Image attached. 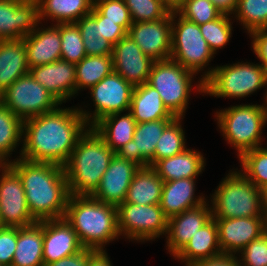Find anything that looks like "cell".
<instances>
[{
    "label": "cell",
    "mask_w": 267,
    "mask_h": 266,
    "mask_svg": "<svg viewBox=\"0 0 267 266\" xmlns=\"http://www.w3.org/2000/svg\"><path fill=\"white\" fill-rule=\"evenodd\" d=\"M89 125L78 107L61 108L23 121L19 158L64 167Z\"/></svg>",
    "instance_id": "obj_1"
},
{
    "label": "cell",
    "mask_w": 267,
    "mask_h": 266,
    "mask_svg": "<svg viewBox=\"0 0 267 266\" xmlns=\"http://www.w3.org/2000/svg\"><path fill=\"white\" fill-rule=\"evenodd\" d=\"M8 165L21 178L27 206L37 222L64 218L70 196L64 167L22 158Z\"/></svg>",
    "instance_id": "obj_2"
},
{
    "label": "cell",
    "mask_w": 267,
    "mask_h": 266,
    "mask_svg": "<svg viewBox=\"0 0 267 266\" xmlns=\"http://www.w3.org/2000/svg\"><path fill=\"white\" fill-rule=\"evenodd\" d=\"M64 218L86 249L106 251L105 245L120 237L117 207L91 195H70Z\"/></svg>",
    "instance_id": "obj_3"
},
{
    "label": "cell",
    "mask_w": 267,
    "mask_h": 266,
    "mask_svg": "<svg viewBox=\"0 0 267 266\" xmlns=\"http://www.w3.org/2000/svg\"><path fill=\"white\" fill-rule=\"evenodd\" d=\"M115 154L95 129L89 127L64 165L70 195H92Z\"/></svg>",
    "instance_id": "obj_4"
},
{
    "label": "cell",
    "mask_w": 267,
    "mask_h": 266,
    "mask_svg": "<svg viewBox=\"0 0 267 266\" xmlns=\"http://www.w3.org/2000/svg\"><path fill=\"white\" fill-rule=\"evenodd\" d=\"M230 170L211 195L213 218L264 217L261 190L239 170Z\"/></svg>",
    "instance_id": "obj_5"
},
{
    "label": "cell",
    "mask_w": 267,
    "mask_h": 266,
    "mask_svg": "<svg viewBox=\"0 0 267 266\" xmlns=\"http://www.w3.org/2000/svg\"><path fill=\"white\" fill-rule=\"evenodd\" d=\"M178 17V18H177ZM177 18V20H176ZM172 52L170 58L184 68L198 75L202 72L196 84V91L204 93V81L212 74L214 68H205L209 65L214 53L202 36L200 26L186 20L175 10H172Z\"/></svg>",
    "instance_id": "obj_6"
},
{
    "label": "cell",
    "mask_w": 267,
    "mask_h": 266,
    "mask_svg": "<svg viewBox=\"0 0 267 266\" xmlns=\"http://www.w3.org/2000/svg\"><path fill=\"white\" fill-rule=\"evenodd\" d=\"M217 124L223 138L236 151L238 158L246 151L263 146V128L266 127L264 105L241 104L216 111Z\"/></svg>",
    "instance_id": "obj_7"
},
{
    "label": "cell",
    "mask_w": 267,
    "mask_h": 266,
    "mask_svg": "<svg viewBox=\"0 0 267 266\" xmlns=\"http://www.w3.org/2000/svg\"><path fill=\"white\" fill-rule=\"evenodd\" d=\"M266 85L267 72L260 62H237L214 67L212 74L204 81V94L241 99Z\"/></svg>",
    "instance_id": "obj_8"
},
{
    "label": "cell",
    "mask_w": 267,
    "mask_h": 266,
    "mask_svg": "<svg viewBox=\"0 0 267 266\" xmlns=\"http://www.w3.org/2000/svg\"><path fill=\"white\" fill-rule=\"evenodd\" d=\"M196 74L171 58L154 61L147 83L156 89L175 117L185 116Z\"/></svg>",
    "instance_id": "obj_9"
},
{
    "label": "cell",
    "mask_w": 267,
    "mask_h": 266,
    "mask_svg": "<svg viewBox=\"0 0 267 266\" xmlns=\"http://www.w3.org/2000/svg\"><path fill=\"white\" fill-rule=\"evenodd\" d=\"M0 102L23 121L54 111L61 103L30 73L14 81L2 94Z\"/></svg>",
    "instance_id": "obj_10"
},
{
    "label": "cell",
    "mask_w": 267,
    "mask_h": 266,
    "mask_svg": "<svg viewBox=\"0 0 267 266\" xmlns=\"http://www.w3.org/2000/svg\"><path fill=\"white\" fill-rule=\"evenodd\" d=\"M120 236L133 241H153L167 233L168 218L159 204L124 202L117 206Z\"/></svg>",
    "instance_id": "obj_11"
},
{
    "label": "cell",
    "mask_w": 267,
    "mask_h": 266,
    "mask_svg": "<svg viewBox=\"0 0 267 266\" xmlns=\"http://www.w3.org/2000/svg\"><path fill=\"white\" fill-rule=\"evenodd\" d=\"M134 86L114 71L91 87L90 95L95 110L82 109L79 112L89 127H93L102 118L114 113H126L130 109Z\"/></svg>",
    "instance_id": "obj_12"
},
{
    "label": "cell",
    "mask_w": 267,
    "mask_h": 266,
    "mask_svg": "<svg viewBox=\"0 0 267 266\" xmlns=\"http://www.w3.org/2000/svg\"><path fill=\"white\" fill-rule=\"evenodd\" d=\"M0 210L2 225L26 227L37 222L31 215L19 175L8 165L0 167Z\"/></svg>",
    "instance_id": "obj_13"
},
{
    "label": "cell",
    "mask_w": 267,
    "mask_h": 266,
    "mask_svg": "<svg viewBox=\"0 0 267 266\" xmlns=\"http://www.w3.org/2000/svg\"><path fill=\"white\" fill-rule=\"evenodd\" d=\"M38 24L37 0H0V40L22 39Z\"/></svg>",
    "instance_id": "obj_14"
},
{
    "label": "cell",
    "mask_w": 267,
    "mask_h": 266,
    "mask_svg": "<svg viewBox=\"0 0 267 266\" xmlns=\"http://www.w3.org/2000/svg\"><path fill=\"white\" fill-rule=\"evenodd\" d=\"M127 34L154 61L169 59L172 52V11L157 21L133 22Z\"/></svg>",
    "instance_id": "obj_15"
},
{
    "label": "cell",
    "mask_w": 267,
    "mask_h": 266,
    "mask_svg": "<svg viewBox=\"0 0 267 266\" xmlns=\"http://www.w3.org/2000/svg\"><path fill=\"white\" fill-rule=\"evenodd\" d=\"M222 254L237 255L267 230L265 217L214 218Z\"/></svg>",
    "instance_id": "obj_16"
},
{
    "label": "cell",
    "mask_w": 267,
    "mask_h": 266,
    "mask_svg": "<svg viewBox=\"0 0 267 266\" xmlns=\"http://www.w3.org/2000/svg\"><path fill=\"white\" fill-rule=\"evenodd\" d=\"M114 72L133 86L148 81L154 60L145 55L127 34L112 48Z\"/></svg>",
    "instance_id": "obj_17"
},
{
    "label": "cell",
    "mask_w": 267,
    "mask_h": 266,
    "mask_svg": "<svg viewBox=\"0 0 267 266\" xmlns=\"http://www.w3.org/2000/svg\"><path fill=\"white\" fill-rule=\"evenodd\" d=\"M139 169L140 166L136 163L115 154L102 176L99 187L91 196L117 207L124 203L132 178Z\"/></svg>",
    "instance_id": "obj_18"
},
{
    "label": "cell",
    "mask_w": 267,
    "mask_h": 266,
    "mask_svg": "<svg viewBox=\"0 0 267 266\" xmlns=\"http://www.w3.org/2000/svg\"><path fill=\"white\" fill-rule=\"evenodd\" d=\"M209 202L183 211L168 219L166 249L175 257L190 241L191 237L212 218V207Z\"/></svg>",
    "instance_id": "obj_19"
},
{
    "label": "cell",
    "mask_w": 267,
    "mask_h": 266,
    "mask_svg": "<svg viewBox=\"0 0 267 266\" xmlns=\"http://www.w3.org/2000/svg\"><path fill=\"white\" fill-rule=\"evenodd\" d=\"M84 249L76 232L65 218L43 220L44 266Z\"/></svg>",
    "instance_id": "obj_20"
},
{
    "label": "cell",
    "mask_w": 267,
    "mask_h": 266,
    "mask_svg": "<svg viewBox=\"0 0 267 266\" xmlns=\"http://www.w3.org/2000/svg\"><path fill=\"white\" fill-rule=\"evenodd\" d=\"M29 73L61 104L76 96V67L73 63L59 59L30 68Z\"/></svg>",
    "instance_id": "obj_21"
},
{
    "label": "cell",
    "mask_w": 267,
    "mask_h": 266,
    "mask_svg": "<svg viewBox=\"0 0 267 266\" xmlns=\"http://www.w3.org/2000/svg\"><path fill=\"white\" fill-rule=\"evenodd\" d=\"M173 119L137 123L133 140L122 146L116 154L140 167H148L153 159L157 142L163 130Z\"/></svg>",
    "instance_id": "obj_22"
},
{
    "label": "cell",
    "mask_w": 267,
    "mask_h": 266,
    "mask_svg": "<svg viewBox=\"0 0 267 266\" xmlns=\"http://www.w3.org/2000/svg\"><path fill=\"white\" fill-rule=\"evenodd\" d=\"M39 26L40 24L38 28L23 38L30 68L61 59L59 24H53L46 28Z\"/></svg>",
    "instance_id": "obj_23"
},
{
    "label": "cell",
    "mask_w": 267,
    "mask_h": 266,
    "mask_svg": "<svg viewBox=\"0 0 267 266\" xmlns=\"http://www.w3.org/2000/svg\"><path fill=\"white\" fill-rule=\"evenodd\" d=\"M195 179L182 178L164 182L159 205L168 219L207 201L203 195L195 196Z\"/></svg>",
    "instance_id": "obj_24"
},
{
    "label": "cell",
    "mask_w": 267,
    "mask_h": 266,
    "mask_svg": "<svg viewBox=\"0 0 267 266\" xmlns=\"http://www.w3.org/2000/svg\"><path fill=\"white\" fill-rule=\"evenodd\" d=\"M206 159L201 152L187 148L185 151L157 161L152 168L164 181L197 178L204 171Z\"/></svg>",
    "instance_id": "obj_25"
},
{
    "label": "cell",
    "mask_w": 267,
    "mask_h": 266,
    "mask_svg": "<svg viewBox=\"0 0 267 266\" xmlns=\"http://www.w3.org/2000/svg\"><path fill=\"white\" fill-rule=\"evenodd\" d=\"M29 69L24 39L0 40V94Z\"/></svg>",
    "instance_id": "obj_26"
},
{
    "label": "cell",
    "mask_w": 267,
    "mask_h": 266,
    "mask_svg": "<svg viewBox=\"0 0 267 266\" xmlns=\"http://www.w3.org/2000/svg\"><path fill=\"white\" fill-rule=\"evenodd\" d=\"M222 254L219 246L218 228L212 217L204 224L185 247L174 257L182 260L185 266H191L195 262L213 258Z\"/></svg>",
    "instance_id": "obj_27"
},
{
    "label": "cell",
    "mask_w": 267,
    "mask_h": 266,
    "mask_svg": "<svg viewBox=\"0 0 267 266\" xmlns=\"http://www.w3.org/2000/svg\"><path fill=\"white\" fill-rule=\"evenodd\" d=\"M129 112L137 123L175 118L164 105L159 92L147 82L134 86Z\"/></svg>",
    "instance_id": "obj_28"
},
{
    "label": "cell",
    "mask_w": 267,
    "mask_h": 266,
    "mask_svg": "<svg viewBox=\"0 0 267 266\" xmlns=\"http://www.w3.org/2000/svg\"><path fill=\"white\" fill-rule=\"evenodd\" d=\"M11 266H44L43 221L17 227V244Z\"/></svg>",
    "instance_id": "obj_29"
},
{
    "label": "cell",
    "mask_w": 267,
    "mask_h": 266,
    "mask_svg": "<svg viewBox=\"0 0 267 266\" xmlns=\"http://www.w3.org/2000/svg\"><path fill=\"white\" fill-rule=\"evenodd\" d=\"M137 122L132 114L114 113L99 120L93 128L116 153L122 146L133 140Z\"/></svg>",
    "instance_id": "obj_30"
},
{
    "label": "cell",
    "mask_w": 267,
    "mask_h": 266,
    "mask_svg": "<svg viewBox=\"0 0 267 266\" xmlns=\"http://www.w3.org/2000/svg\"><path fill=\"white\" fill-rule=\"evenodd\" d=\"M163 184L164 181L152 167H140L132 178L124 202L139 205L160 204Z\"/></svg>",
    "instance_id": "obj_31"
},
{
    "label": "cell",
    "mask_w": 267,
    "mask_h": 266,
    "mask_svg": "<svg viewBox=\"0 0 267 266\" xmlns=\"http://www.w3.org/2000/svg\"><path fill=\"white\" fill-rule=\"evenodd\" d=\"M37 2L40 22L48 21L49 18L56 24L76 23L83 16L90 14L94 6L92 0H37Z\"/></svg>",
    "instance_id": "obj_32"
},
{
    "label": "cell",
    "mask_w": 267,
    "mask_h": 266,
    "mask_svg": "<svg viewBox=\"0 0 267 266\" xmlns=\"http://www.w3.org/2000/svg\"><path fill=\"white\" fill-rule=\"evenodd\" d=\"M75 67L76 95L79 94L78 91L81 89H90L114 71L111 55L86 56L75 64Z\"/></svg>",
    "instance_id": "obj_33"
},
{
    "label": "cell",
    "mask_w": 267,
    "mask_h": 266,
    "mask_svg": "<svg viewBox=\"0 0 267 266\" xmlns=\"http://www.w3.org/2000/svg\"><path fill=\"white\" fill-rule=\"evenodd\" d=\"M23 120L0 102V162L8 164L12 152L22 142ZM15 149V150H14ZM9 157V158H8Z\"/></svg>",
    "instance_id": "obj_34"
},
{
    "label": "cell",
    "mask_w": 267,
    "mask_h": 266,
    "mask_svg": "<svg viewBox=\"0 0 267 266\" xmlns=\"http://www.w3.org/2000/svg\"><path fill=\"white\" fill-rule=\"evenodd\" d=\"M181 119L183 120V117H175L163 130L157 142L154 157L149 162L150 167L161 159L175 156L187 149Z\"/></svg>",
    "instance_id": "obj_35"
},
{
    "label": "cell",
    "mask_w": 267,
    "mask_h": 266,
    "mask_svg": "<svg viewBox=\"0 0 267 266\" xmlns=\"http://www.w3.org/2000/svg\"><path fill=\"white\" fill-rule=\"evenodd\" d=\"M81 33L87 56L112 55L113 45L100 36L97 24V9L93 6L90 14L83 16L76 22Z\"/></svg>",
    "instance_id": "obj_36"
},
{
    "label": "cell",
    "mask_w": 267,
    "mask_h": 266,
    "mask_svg": "<svg viewBox=\"0 0 267 266\" xmlns=\"http://www.w3.org/2000/svg\"><path fill=\"white\" fill-rule=\"evenodd\" d=\"M233 15L248 34L267 28V0H238Z\"/></svg>",
    "instance_id": "obj_37"
},
{
    "label": "cell",
    "mask_w": 267,
    "mask_h": 266,
    "mask_svg": "<svg viewBox=\"0 0 267 266\" xmlns=\"http://www.w3.org/2000/svg\"><path fill=\"white\" fill-rule=\"evenodd\" d=\"M239 161L242 167L239 171L257 188L261 190L267 185V146L246 151Z\"/></svg>",
    "instance_id": "obj_38"
},
{
    "label": "cell",
    "mask_w": 267,
    "mask_h": 266,
    "mask_svg": "<svg viewBox=\"0 0 267 266\" xmlns=\"http://www.w3.org/2000/svg\"><path fill=\"white\" fill-rule=\"evenodd\" d=\"M61 59L73 64L86 57L83 39L76 23H60Z\"/></svg>",
    "instance_id": "obj_39"
},
{
    "label": "cell",
    "mask_w": 267,
    "mask_h": 266,
    "mask_svg": "<svg viewBox=\"0 0 267 266\" xmlns=\"http://www.w3.org/2000/svg\"><path fill=\"white\" fill-rule=\"evenodd\" d=\"M231 21L229 14L222 13L218 18L199 25L202 36L214 54L229 42L233 31Z\"/></svg>",
    "instance_id": "obj_40"
},
{
    "label": "cell",
    "mask_w": 267,
    "mask_h": 266,
    "mask_svg": "<svg viewBox=\"0 0 267 266\" xmlns=\"http://www.w3.org/2000/svg\"><path fill=\"white\" fill-rule=\"evenodd\" d=\"M133 22L166 18L172 9L162 0H124Z\"/></svg>",
    "instance_id": "obj_41"
},
{
    "label": "cell",
    "mask_w": 267,
    "mask_h": 266,
    "mask_svg": "<svg viewBox=\"0 0 267 266\" xmlns=\"http://www.w3.org/2000/svg\"><path fill=\"white\" fill-rule=\"evenodd\" d=\"M175 11L198 25L212 21L222 14L210 0H184Z\"/></svg>",
    "instance_id": "obj_42"
},
{
    "label": "cell",
    "mask_w": 267,
    "mask_h": 266,
    "mask_svg": "<svg viewBox=\"0 0 267 266\" xmlns=\"http://www.w3.org/2000/svg\"><path fill=\"white\" fill-rule=\"evenodd\" d=\"M94 7L106 17V20L117 22L127 32L133 24L130 11L124 0H98L94 2Z\"/></svg>",
    "instance_id": "obj_43"
},
{
    "label": "cell",
    "mask_w": 267,
    "mask_h": 266,
    "mask_svg": "<svg viewBox=\"0 0 267 266\" xmlns=\"http://www.w3.org/2000/svg\"><path fill=\"white\" fill-rule=\"evenodd\" d=\"M238 255L240 266H267V230L246 245Z\"/></svg>",
    "instance_id": "obj_44"
},
{
    "label": "cell",
    "mask_w": 267,
    "mask_h": 266,
    "mask_svg": "<svg viewBox=\"0 0 267 266\" xmlns=\"http://www.w3.org/2000/svg\"><path fill=\"white\" fill-rule=\"evenodd\" d=\"M17 244V227L0 228V265L11 266Z\"/></svg>",
    "instance_id": "obj_45"
},
{
    "label": "cell",
    "mask_w": 267,
    "mask_h": 266,
    "mask_svg": "<svg viewBox=\"0 0 267 266\" xmlns=\"http://www.w3.org/2000/svg\"><path fill=\"white\" fill-rule=\"evenodd\" d=\"M97 24L99 25L100 38L103 37L109 41L112 45L117 44L124 36L127 35V31L117 22H112L111 20H106L97 10Z\"/></svg>",
    "instance_id": "obj_46"
},
{
    "label": "cell",
    "mask_w": 267,
    "mask_h": 266,
    "mask_svg": "<svg viewBox=\"0 0 267 266\" xmlns=\"http://www.w3.org/2000/svg\"><path fill=\"white\" fill-rule=\"evenodd\" d=\"M249 36L252 38L253 52L260 60L261 64L267 72V28H261L252 31Z\"/></svg>",
    "instance_id": "obj_47"
},
{
    "label": "cell",
    "mask_w": 267,
    "mask_h": 266,
    "mask_svg": "<svg viewBox=\"0 0 267 266\" xmlns=\"http://www.w3.org/2000/svg\"><path fill=\"white\" fill-rule=\"evenodd\" d=\"M96 252L97 251L95 250L84 248L77 254L62 258L58 261L51 262L45 266H88L89 259Z\"/></svg>",
    "instance_id": "obj_48"
},
{
    "label": "cell",
    "mask_w": 267,
    "mask_h": 266,
    "mask_svg": "<svg viewBox=\"0 0 267 266\" xmlns=\"http://www.w3.org/2000/svg\"><path fill=\"white\" fill-rule=\"evenodd\" d=\"M237 256L233 254H221L213 258L195 262L191 266H240Z\"/></svg>",
    "instance_id": "obj_49"
},
{
    "label": "cell",
    "mask_w": 267,
    "mask_h": 266,
    "mask_svg": "<svg viewBox=\"0 0 267 266\" xmlns=\"http://www.w3.org/2000/svg\"><path fill=\"white\" fill-rule=\"evenodd\" d=\"M88 266H112L107 251H97L90 259Z\"/></svg>",
    "instance_id": "obj_50"
},
{
    "label": "cell",
    "mask_w": 267,
    "mask_h": 266,
    "mask_svg": "<svg viewBox=\"0 0 267 266\" xmlns=\"http://www.w3.org/2000/svg\"><path fill=\"white\" fill-rule=\"evenodd\" d=\"M222 13L232 15L238 0H210Z\"/></svg>",
    "instance_id": "obj_51"
},
{
    "label": "cell",
    "mask_w": 267,
    "mask_h": 266,
    "mask_svg": "<svg viewBox=\"0 0 267 266\" xmlns=\"http://www.w3.org/2000/svg\"><path fill=\"white\" fill-rule=\"evenodd\" d=\"M262 212L267 223V185L261 189Z\"/></svg>",
    "instance_id": "obj_52"
},
{
    "label": "cell",
    "mask_w": 267,
    "mask_h": 266,
    "mask_svg": "<svg viewBox=\"0 0 267 266\" xmlns=\"http://www.w3.org/2000/svg\"><path fill=\"white\" fill-rule=\"evenodd\" d=\"M184 0H171V9L175 10Z\"/></svg>",
    "instance_id": "obj_53"
},
{
    "label": "cell",
    "mask_w": 267,
    "mask_h": 266,
    "mask_svg": "<svg viewBox=\"0 0 267 266\" xmlns=\"http://www.w3.org/2000/svg\"><path fill=\"white\" fill-rule=\"evenodd\" d=\"M265 92H266L265 97H264L265 104H263V105H264V109H265V116H266V123H267V91H265Z\"/></svg>",
    "instance_id": "obj_54"
},
{
    "label": "cell",
    "mask_w": 267,
    "mask_h": 266,
    "mask_svg": "<svg viewBox=\"0 0 267 266\" xmlns=\"http://www.w3.org/2000/svg\"><path fill=\"white\" fill-rule=\"evenodd\" d=\"M162 1L165 2L171 8V0H162Z\"/></svg>",
    "instance_id": "obj_55"
},
{
    "label": "cell",
    "mask_w": 267,
    "mask_h": 266,
    "mask_svg": "<svg viewBox=\"0 0 267 266\" xmlns=\"http://www.w3.org/2000/svg\"><path fill=\"white\" fill-rule=\"evenodd\" d=\"M3 227L2 225V216H1V210H0V228Z\"/></svg>",
    "instance_id": "obj_56"
}]
</instances>
